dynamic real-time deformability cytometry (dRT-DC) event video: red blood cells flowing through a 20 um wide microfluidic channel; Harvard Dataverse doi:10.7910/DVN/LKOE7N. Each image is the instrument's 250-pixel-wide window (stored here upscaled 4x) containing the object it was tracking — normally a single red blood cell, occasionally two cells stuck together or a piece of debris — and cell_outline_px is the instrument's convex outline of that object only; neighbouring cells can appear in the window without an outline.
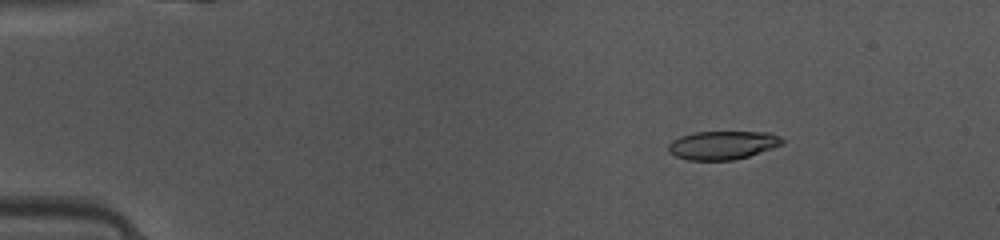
{"species": "common noctule bat (a hibernating species)", "species_latin": "Nyctalus noctula", "temperature_condition": "warm", "stored_images_in_passage": 49, "camera_frame_rate_fps": 3000, "um_per_image_px": 0.085, "animal": {"sex": "female", "body_mass_g": 10.0, "forearm_length_mm": 53.1}, "frame": {"image": 1, "passage_image": 8, "time_ms": 2.333, "image_size_px": [1000, 240], "cell_outline_px": [[784, 144], [748, 156], [732, 160], [688, 160], [676, 156], [668, 152], [668, 144], [672, 140], [680, 136], [696, 132], [768, 132], [780, 136], [784, 140]], "centroid_in_image_um": [61.41, 12.33], "position_along_channel_um": 23.6, "area_um2": 18.9}}
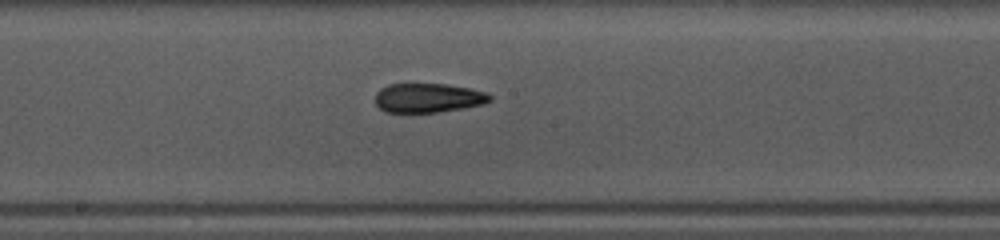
{"frame": {"image": 2, "passage_image": 27, "time_ms": 8.667, "image_size_px": [1000, 240], "cell_outline_px": [[492, 100], [480, 104], [464, 108], [436, 112], [384, 112], [376, 104], [376, 92], [380, 88], [388, 84], [448, 84], [472, 88], [488, 92], [492, 96]], "centroid_in_image_um": [36.41, 8.31], "position_along_channel_um": 211.8, "area_um2": 19.65}}
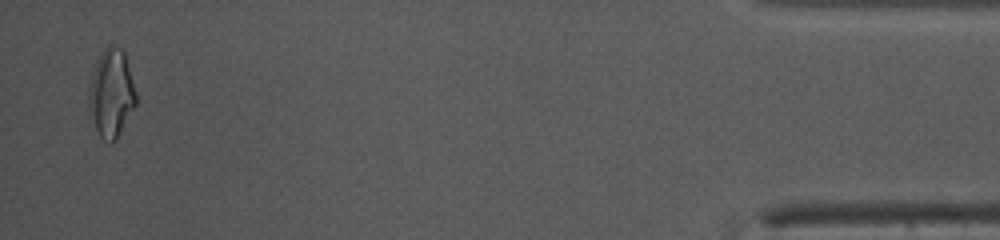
{"frame": {"image": 3, "passage_image": 48, "time_ms": 15.667, "image_size_px": [1000, 240], "cell_outline_px": [[136, 104], [116, 140], [104, 140], [100, 136], [88, 116], [88, 96], [92, 76], [96, 64], [104, 48], [108, 44], [112, 44], [124, 48], [136, 92]], "centroid_in_image_um": [9.46, 7.91], "position_along_channel_um": 425.7, "area_um2": 24.28}, "authors_computed_cell_mechanics": {"area_um2": 19.8832, "velocity_mm_per_s": 4.1532, "shape_relaxation_time_tau1_ms": 4.2605, "shape_relaxation_time_tau2_ms": 4.3521, "deformation_change_tau1": 0.1718, "deformation_change_tau2": 0.1248}}